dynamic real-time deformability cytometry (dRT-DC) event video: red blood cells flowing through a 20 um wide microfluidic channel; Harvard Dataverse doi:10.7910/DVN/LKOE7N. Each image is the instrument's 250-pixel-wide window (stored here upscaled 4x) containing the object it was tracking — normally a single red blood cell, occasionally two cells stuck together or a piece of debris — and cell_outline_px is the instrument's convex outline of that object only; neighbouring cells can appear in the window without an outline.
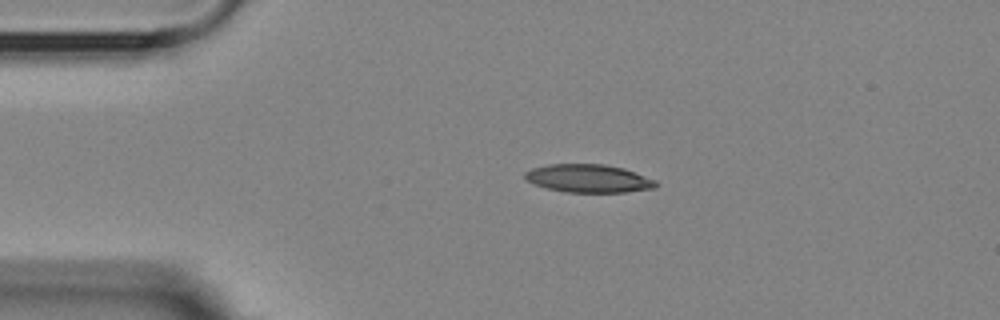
{"species": "Egyptian fruit bat (a non-hibernating species)", "species_latin": "Rousettus aegyptiacus", "temperature_condition": "room temperature", "stored_images_in_passage": 3, "camera_frame_rate_fps": 3000, "um_per_image_px": 0.085, "animal": {"sex": "female"}, "frame": {"image": 1, "passage_image": 2, "time_ms": 1.0, "image_size_px": [1000, 320], "cell_outline_px": [[660, 184], [656, 188], [624, 192], [564, 192], [548, 188], [536, 184], [528, 180], [524, 176], [524, 172], [532, 168], [548, 164], [604, 164], [624, 168], [656, 180]], "centroid_in_image_um": [50.06, 15.16], "position_along_channel_um": 34.9, "area_um2": 21.44}}